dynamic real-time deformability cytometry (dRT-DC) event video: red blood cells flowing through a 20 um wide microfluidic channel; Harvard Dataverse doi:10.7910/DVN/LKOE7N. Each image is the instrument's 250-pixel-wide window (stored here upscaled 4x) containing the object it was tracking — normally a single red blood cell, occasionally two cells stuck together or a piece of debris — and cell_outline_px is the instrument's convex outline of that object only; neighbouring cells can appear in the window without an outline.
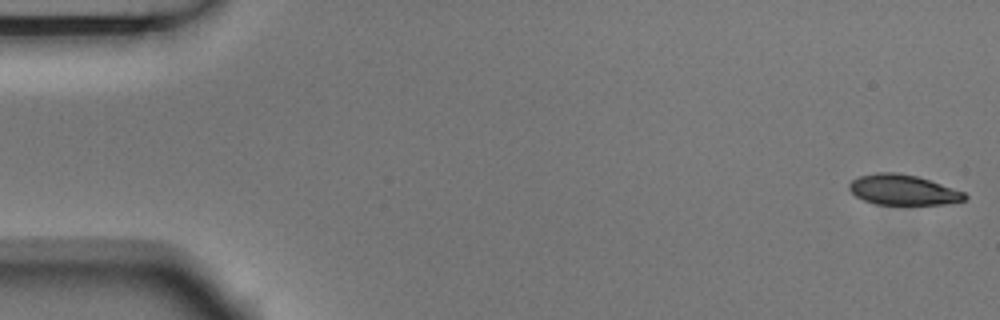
{"species": "Egyptian fruit bat (a non-hibernating species)", "species_latin": "Rousettus aegyptiacus", "temperature_condition": "room temperature", "stored_images_in_passage": 6, "camera_frame_rate_fps": 3000, "um_per_image_px": 0.085, "animal": {"sex": "male"}, "frame": {"image": 1, "passage_image": 1, "time_ms": 0.0, "image_size_px": [1000, 320], "cell_outline_px": [[968, 196], [964, 200], [944, 204], [876, 204], [864, 200], [856, 196], [848, 188], [848, 184], [852, 180], [860, 176], [876, 172], [896, 172], [916, 176], [964, 192]], "centroid_in_image_um": [76.72, 16.13], "position_along_channel_um": 8.3, "area_um2": 20.11}}
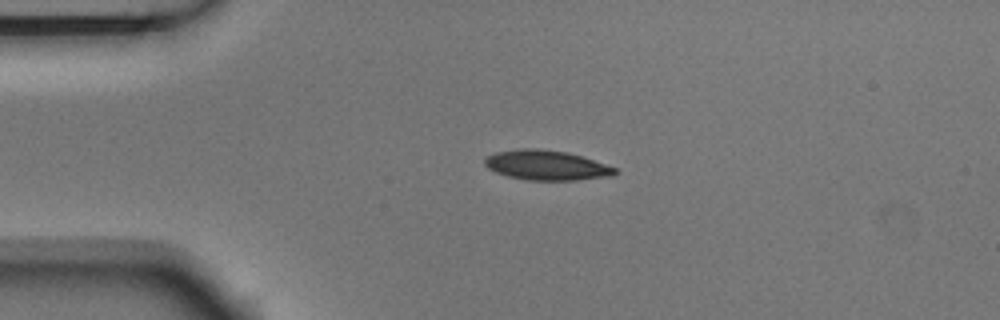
{"frame": {"image": 2, "passage_image": 4, "time_ms": 1.0, "image_size_px": [1000, 320], "cell_outline_px": [[616, 172], [612, 176], [576, 180], [528, 180], [508, 176], [496, 172], [488, 168], [484, 164], [484, 160], [488, 156], [496, 152], [520, 148], [536, 148], [568, 152], [616, 168]], "centroid_in_image_um": [46.42, 14.04], "position_along_channel_um": 38.6, "area_um2": 22.43}}
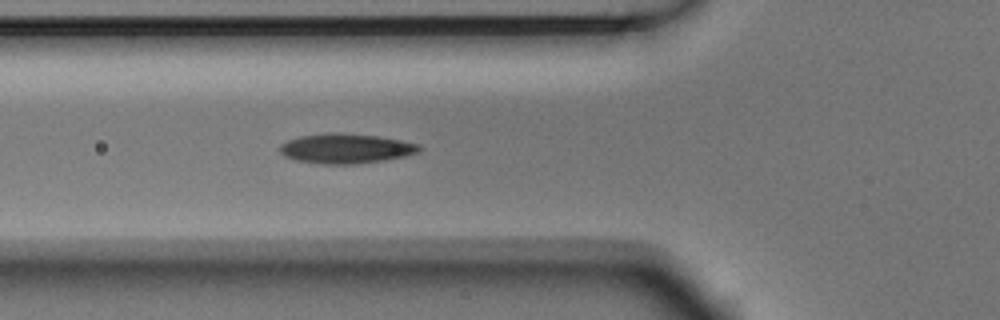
{"frame": {"image": 3, "passage_image": 6, "time_ms": 1.667, "image_size_px": [1000, 320], "cell_outline_px": [[424, 148], [420, 152], [404, 156], [384, 160], [356, 164], [320, 164], [296, 160], [284, 156], [280, 152], [280, 144], [288, 140], [300, 136], [328, 132], [340, 132], [380, 136], [420, 144]], "centroid_in_image_um": [29.42, 12.61], "position_along_channel_um": 96.4, "area_um2": 24.51}}